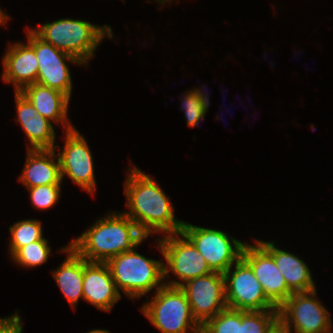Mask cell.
<instances>
[{
	"label": "cell",
	"mask_w": 333,
	"mask_h": 333,
	"mask_svg": "<svg viewBox=\"0 0 333 333\" xmlns=\"http://www.w3.org/2000/svg\"><path fill=\"white\" fill-rule=\"evenodd\" d=\"M272 333H288L285 329H283L280 325H278Z\"/></svg>",
	"instance_id": "f1b7e54d"
},
{
	"label": "cell",
	"mask_w": 333,
	"mask_h": 333,
	"mask_svg": "<svg viewBox=\"0 0 333 333\" xmlns=\"http://www.w3.org/2000/svg\"><path fill=\"white\" fill-rule=\"evenodd\" d=\"M31 30L43 41L72 55L86 66L103 38H113L109 25L101 27L70 18L55 20Z\"/></svg>",
	"instance_id": "3957f363"
},
{
	"label": "cell",
	"mask_w": 333,
	"mask_h": 333,
	"mask_svg": "<svg viewBox=\"0 0 333 333\" xmlns=\"http://www.w3.org/2000/svg\"><path fill=\"white\" fill-rule=\"evenodd\" d=\"M9 17L0 8V25H4L8 21Z\"/></svg>",
	"instance_id": "83f0119b"
},
{
	"label": "cell",
	"mask_w": 333,
	"mask_h": 333,
	"mask_svg": "<svg viewBox=\"0 0 333 333\" xmlns=\"http://www.w3.org/2000/svg\"><path fill=\"white\" fill-rule=\"evenodd\" d=\"M27 152L23 172L18 178L25 187L62 183L60 163L55 149H27Z\"/></svg>",
	"instance_id": "ac0fdd59"
},
{
	"label": "cell",
	"mask_w": 333,
	"mask_h": 333,
	"mask_svg": "<svg viewBox=\"0 0 333 333\" xmlns=\"http://www.w3.org/2000/svg\"><path fill=\"white\" fill-rule=\"evenodd\" d=\"M147 238L124 213H108L98 219L69 245L89 262L106 263L123 252L137 248Z\"/></svg>",
	"instance_id": "7a4b0ae2"
},
{
	"label": "cell",
	"mask_w": 333,
	"mask_h": 333,
	"mask_svg": "<svg viewBox=\"0 0 333 333\" xmlns=\"http://www.w3.org/2000/svg\"><path fill=\"white\" fill-rule=\"evenodd\" d=\"M87 333H109V331L107 330H100V329H94V330H90L89 332Z\"/></svg>",
	"instance_id": "f546056e"
},
{
	"label": "cell",
	"mask_w": 333,
	"mask_h": 333,
	"mask_svg": "<svg viewBox=\"0 0 333 333\" xmlns=\"http://www.w3.org/2000/svg\"><path fill=\"white\" fill-rule=\"evenodd\" d=\"M157 247L166 260V263H163L164 278L169 276L170 270L178 279L182 280L181 282L176 279L175 281H165L164 285L181 287L183 282L185 284L189 280L213 272L196 246L182 231L163 234V238L158 239Z\"/></svg>",
	"instance_id": "8992f818"
},
{
	"label": "cell",
	"mask_w": 333,
	"mask_h": 333,
	"mask_svg": "<svg viewBox=\"0 0 333 333\" xmlns=\"http://www.w3.org/2000/svg\"><path fill=\"white\" fill-rule=\"evenodd\" d=\"M3 58L2 80L11 83L15 92H20L25 86L36 83L39 68L34 49L27 43L10 44Z\"/></svg>",
	"instance_id": "9a60e30c"
},
{
	"label": "cell",
	"mask_w": 333,
	"mask_h": 333,
	"mask_svg": "<svg viewBox=\"0 0 333 333\" xmlns=\"http://www.w3.org/2000/svg\"><path fill=\"white\" fill-rule=\"evenodd\" d=\"M201 333H241V310L226 308L201 326Z\"/></svg>",
	"instance_id": "d4e9b609"
},
{
	"label": "cell",
	"mask_w": 333,
	"mask_h": 333,
	"mask_svg": "<svg viewBox=\"0 0 333 333\" xmlns=\"http://www.w3.org/2000/svg\"><path fill=\"white\" fill-rule=\"evenodd\" d=\"M20 92L49 121L52 120L54 124L61 121L66 131L75 128L67 119L70 98L66 94L38 83L29 84Z\"/></svg>",
	"instance_id": "e0dca14e"
},
{
	"label": "cell",
	"mask_w": 333,
	"mask_h": 333,
	"mask_svg": "<svg viewBox=\"0 0 333 333\" xmlns=\"http://www.w3.org/2000/svg\"><path fill=\"white\" fill-rule=\"evenodd\" d=\"M60 252L67 253L68 257L59 268L52 272V275L62 294L74 308L79 299H83L84 258L70 245L64 247Z\"/></svg>",
	"instance_id": "ffe728a7"
},
{
	"label": "cell",
	"mask_w": 333,
	"mask_h": 333,
	"mask_svg": "<svg viewBox=\"0 0 333 333\" xmlns=\"http://www.w3.org/2000/svg\"><path fill=\"white\" fill-rule=\"evenodd\" d=\"M190 91V92H189ZM182 97V110L185 112L187 126L195 127L203 120L209 107V97L198 88L189 90Z\"/></svg>",
	"instance_id": "603a6c76"
},
{
	"label": "cell",
	"mask_w": 333,
	"mask_h": 333,
	"mask_svg": "<svg viewBox=\"0 0 333 333\" xmlns=\"http://www.w3.org/2000/svg\"><path fill=\"white\" fill-rule=\"evenodd\" d=\"M273 258L293 293L310 292L315 289L309 267L297 255L279 249L275 242L256 240Z\"/></svg>",
	"instance_id": "d6986e66"
},
{
	"label": "cell",
	"mask_w": 333,
	"mask_h": 333,
	"mask_svg": "<svg viewBox=\"0 0 333 333\" xmlns=\"http://www.w3.org/2000/svg\"><path fill=\"white\" fill-rule=\"evenodd\" d=\"M108 265L117 290L128 298H140L164 283L163 262L148 259L134 249L109 259Z\"/></svg>",
	"instance_id": "277c9868"
},
{
	"label": "cell",
	"mask_w": 333,
	"mask_h": 333,
	"mask_svg": "<svg viewBox=\"0 0 333 333\" xmlns=\"http://www.w3.org/2000/svg\"><path fill=\"white\" fill-rule=\"evenodd\" d=\"M34 207L45 210L53 207L60 198L61 184L42 185L28 188Z\"/></svg>",
	"instance_id": "484cf974"
},
{
	"label": "cell",
	"mask_w": 333,
	"mask_h": 333,
	"mask_svg": "<svg viewBox=\"0 0 333 333\" xmlns=\"http://www.w3.org/2000/svg\"><path fill=\"white\" fill-rule=\"evenodd\" d=\"M242 258L251 266L267 299L278 309L293 293L277 267L274 258L256 241L245 243Z\"/></svg>",
	"instance_id": "4fadbf2b"
},
{
	"label": "cell",
	"mask_w": 333,
	"mask_h": 333,
	"mask_svg": "<svg viewBox=\"0 0 333 333\" xmlns=\"http://www.w3.org/2000/svg\"><path fill=\"white\" fill-rule=\"evenodd\" d=\"M83 300L102 311H111L121 298L106 263L84 259Z\"/></svg>",
	"instance_id": "5bb4252c"
},
{
	"label": "cell",
	"mask_w": 333,
	"mask_h": 333,
	"mask_svg": "<svg viewBox=\"0 0 333 333\" xmlns=\"http://www.w3.org/2000/svg\"><path fill=\"white\" fill-rule=\"evenodd\" d=\"M180 288L185 292L192 314L201 326L227 308L223 273L213 271L187 281Z\"/></svg>",
	"instance_id": "8fae6325"
},
{
	"label": "cell",
	"mask_w": 333,
	"mask_h": 333,
	"mask_svg": "<svg viewBox=\"0 0 333 333\" xmlns=\"http://www.w3.org/2000/svg\"><path fill=\"white\" fill-rule=\"evenodd\" d=\"M278 325V310L241 311V333H272Z\"/></svg>",
	"instance_id": "44dd1931"
},
{
	"label": "cell",
	"mask_w": 333,
	"mask_h": 333,
	"mask_svg": "<svg viewBox=\"0 0 333 333\" xmlns=\"http://www.w3.org/2000/svg\"><path fill=\"white\" fill-rule=\"evenodd\" d=\"M17 122L21 124L30 141L28 149H56L55 130L52 121L40 115L32 103L21 93L15 92Z\"/></svg>",
	"instance_id": "2e32d148"
},
{
	"label": "cell",
	"mask_w": 333,
	"mask_h": 333,
	"mask_svg": "<svg viewBox=\"0 0 333 333\" xmlns=\"http://www.w3.org/2000/svg\"><path fill=\"white\" fill-rule=\"evenodd\" d=\"M27 43L34 49L39 62L36 83L58 90L70 98L72 79L66 61L83 64L72 55L43 41L31 28L27 30Z\"/></svg>",
	"instance_id": "30bf717a"
},
{
	"label": "cell",
	"mask_w": 333,
	"mask_h": 333,
	"mask_svg": "<svg viewBox=\"0 0 333 333\" xmlns=\"http://www.w3.org/2000/svg\"><path fill=\"white\" fill-rule=\"evenodd\" d=\"M63 151L58 152L61 178L65 175L88 193L96 189L93 158L86 139L76 128L65 131Z\"/></svg>",
	"instance_id": "7c38bea8"
},
{
	"label": "cell",
	"mask_w": 333,
	"mask_h": 333,
	"mask_svg": "<svg viewBox=\"0 0 333 333\" xmlns=\"http://www.w3.org/2000/svg\"><path fill=\"white\" fill-rule=\"evenodd\" d=\"M11 256L21 247L43 238L41 221L24 219L9 227Z\"/></svg>",
	"instance_id": "7402d4cb"
},
{
	"label": "cell",
	"mask_w": 333,
	"mask_h": 333,
	"mask_svg": "<svg viewBox=\"0 0 333 333\" xmlns=\"http://www.w3.org/2000/svg\"><path fill=\"white\" fill-rule=\"evenodd\" d=\"M316 290L292 293L278 308L279 325L288 333H332L330 312L315 299Z\"/></svg>",
	"instance_id": "52a82bcc"
},
{
	"label": "cell",
	"mask_w": 333,
	"mask_h": 333,
	"mask_svg": "<svg viewBox=\"0 0 333 333\" xmlns=\"http://www.w3.org/2000/svg\"><path fill=\"white\" fill-rule=\"evenodd\" d=\"M182 232L192 241L214 272L224 274L242 257L245 244L223 231L184 222Z\"/></svg>",
	"instance_id": "ba28073f"
},
{
	"label": "cell",
	"mask_w": 333,
	"mask_h": 333,
	"mask_svg": "<svg viewBox=\"0 0 333 333\" xmlns=\"http://www.w3.org/2000/svg\"><path fill=\"white\" fill-rule=\"evenodd\" d=\"M50 253L51 247L48 245V241L42 238L19 248L11 257L15 263L30 268L47 262Z\"/></svg>",
	"instance_id": "cb8c5ba5"
},
{
	"label": "cell",
	"mask_w": 333,
	"mask_h": 333,
	"mask_svg": "<svg viewBox=\"0 0 333 333\" xmlns=\"http://www.w3.org/2000/svg\"><path fill=\"white\" fill-rule=\"evenodd\" d=\"M21 317L18 313L0 318V333H22Z\"/></svg>",
	"instance_id": "4316f807"
},
{
	"label": "cell",
	"mask_w": 333,
	"mask_h": 333,
	"mask_svg": "<svg viewBox=\"0 0 333 333\" xmlns=\"http://www.w3.org/2000/svg\"><path fill=\"white\" fill-rule=\"evenodd\" d=\"M128 171L124 193L129 210L123 213L136 223L146 238L157 232L165 235L181 232L184 221L175 218L169 197L159 184L136 166Z\"/></svg>",
	"instance_id": "6da1fadb"
},
{
	"label": "cell",
	"mask_w": 333,
	"mask_h": 333,
	"mask_svg": "<svg viewBox=\"0 0 333 333\" xmlns=\"http://www.w3.org/2000/svg\"><path fill=\"white\" fill-rule=\"evenodd\" d=\"M232 271L224 273L225 299L228 308L241 311L278 310L266 297L251 266L241 257Z\"/></svg>",
	"instance_id": "9c48e42d"
},
{
	"label": "cell",
	"mask_w": 333,
	"mask_h": 333,
	"mask_svg": "<svg viewBox=\"0 0 333 333\" xmlns=\"http://www.w3.org/2000/svg\"><path fill=\"white\" fill-rule=\"evenodd\" d=\"M140 310L162 333H201V325L180 287L163 285Z\"/></svg>",
	"instance_id": "5b68a950"
}]
</instances>
